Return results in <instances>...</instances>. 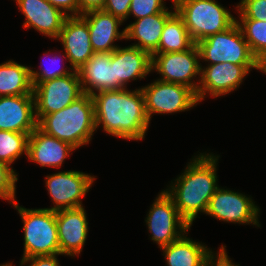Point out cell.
I'll return each instance as SVG.
<instances>
[{
  "mask_svg": "<svg viewBox=\"0 0 266 266\" xmlns=\"http://www.w3.org/2000/svg\"><path fill=\"white\" fill-rule=\"evenodd\" d=\"M53 6L62 10L67 16H78V0H48Z\"/></svg>",
  "mask_w": 266,
  "mask_h": 266,
  "instance_id": "obj_34",
  "label": "cell"
},
{
  "mask_svg": "<svg viewBox=\"0 0 266 266\" xmlns=\"http://www.w3.org/2000/svg\"><path fill=\"white\" fill-rule=\"evenodd\" d=\"M88 24L90 42L94 52H113L115 41L125 40V28L119 31L123 21L104 10H93L80 15Z\"/></svg>",
  "mask_w": 266,
  "mask_h": 266,
  "instance_id": "obj_20",
  "label": "cell"
},
{
  "mask_svg": "<svg viewBox=\"0 0 266 266\" xmlns=\"http://www.w3.org/2000/svg\"><path fill=\"white\" fill-rule=\"evenodd\" d=\"M77 71L83 93L92 96L99 91L116 90L114 51L94 52Z\"/></svg>",
  "mask_w": 266,
  "mask_h": 266,
  "instance_id": "obj_18",
  "label": "cell"
},
{
  "mask_svg": "<svg viewBox=\"0 0 266 266\" xmlns=\"http://www.w3.org/2000/svg\"><path fill=\"white\" fill-rule=\"evenodd\" d=\"M106 0H78V16L93 11L102 10Z\"/></svg>",
  "mask_w": 266,
  "mask_h": 266,
  "instance_id": "obj_35",
  "label": "cell"
},
{
  "mask_svg": "<svg viewBox=\"0 0 266 266\" xmlns=\"http://www.w3.org/2000/svg\"><path fill=\"white\" fill-rule=\"evenodd\" d=\"M171 2L172 10L168 8L161 13L136 19L125 26V40H137L138 42L132 43V46L148 52L151 56L158 53L159 41L166 20L175 12L173 1Z\"/></svg>",
  "mask_w": 266,
  "mask_h": 266,
  "instance_id": "obj_23",
  "label": "cell"
},
{
  "mask_svg": "<svg viewBox=\"0 0 266 266\" xmlns=\"http://www.w3.org/2000/svg\"><path fill=\"white\" fill-rule=\"evenodd\" d=\"M207 266H240V264H235L233 260L229 258L227 249L222 248Z\"/></svg>",
  "mask_w": 266,
  "mask_h": 266,
  "instance_id": "obj_36",
  "label": "cell"
},
{
  "mask_svg": "<svg viewBox=\"0 0 266 266\" xmlns=\"http://www.w3.org/2000/svg\"><path fill=\"white\" fill-rule=\"evenodd\" d=\"M58 255L60 254L30 257L20 260L19 266H60Z\"/></svg>",
  "mask_w": 266,
  "mask_h": 266,
  "instance_id": "obj_33",
  "label": "cell"
},
{
  "mask_svg": "<svg viewBox=\"0 0 266 266\" xmlns=\"http://www.w3.org/2000/svg\"><path fill=\"white\" fill-rule=\"evenodd\" d=\"M188 233L160 248L167 266H207L222 248H226V245H221L215 252L205 243L190 239Z\"/></svg>",
  "mask_w": 266,
  "mask_h": 266,
  "instance_id": "obj_22",
  "label": "cell"
},
{
  "mask_svg": "<svg viewBox=\"0 0 266 266\" xmlns=\"http://www.w3.org/2000/svg\"><path fill=\"white\" fill-rule=\"evenodd\" d=\"M197 46L202 63L207 62V65H212L231 62L243 65L249 72L255 69L266 74V68L252 54L236 22L227 30L199 41Z\"/></svg>",
  "mask_w": 266,
  "mask_h": 266,
  "instance_id": "obj_6",
  "label": "cell"
},
{
  "mask_svg": "<svg viewBox=\"0 0 266 266\" xmlns=\"http://www.w3.org/2000/svg\"><path fill=\"white\" fill-rule=\"evenodd\" d=\"M194 44L182 18L175 11L166 20L159 41L158 53L184 51Z\"/></svg>",
  "mask_w": 266,
  "mask_h": 266,
  "instance_id": "obj_25",
  "label": "cell"
},
{
  "mask_svg": "<svg viewBox=\"0 0 266 266\" xmlns=\"http://www.w3.org/2000/svg\"><path fill=\"white\" fill-rule=\"evenodd\" d=\"M249 73L243 65L231 62L207 66L201 64V78L196 93L199 103L208 95L216 99L237 90Z\"/></svg>",
  "mask_w": 266,
  "mask_h": 266,
  "instance_id": "obj_13",
  "label": "cell"
},
{
  "mask_svg": "<svg viewBox=\"0 0 266 266\" xmlns=\"http://www.w3.org/2000/svg\"><path fill=\"white\" fill-rule=\"evenodd\" d=\"M152 56L135 46L117 47L114 50L116 90L126 89L131 81L142 80L151 74Z\"/></svg>",
  "mask_w": 266,
  "mask_h": 266,
  "instance_id": "obj_19",
  "label": "cell"
},
{
  "mask_svg": "<svg viewBox=\"0 0 266 266\" xmlns=\"http://www.w3.org/2000/svg\"><path fill=\"white\" fill-rule=\"evenodd\" d=\"M57 41L74 70H79L94 53L88 24L81 16L66 18Z\"/></svg>",
  "mask_w": 266,
  "mask_h": 266,
  "instance_id": "obj_16",
  "label": "cell"
},
{
  "mask_svg": "<svg viewBox=\"0 0 266 266\" xmlns=\"http://www.w3.org/2000/svg\"><path fill=\"white\" fill-rule=\"evenodd\" d=\"M96 176L82 171H61L45 176V185L53 206L46 208L61 209L82 207V198L92 188Z\"/></svg>",
  "mask_w": 266,
  "mask_h": 266,
  "instance_id": "obj_12",
  "label": "cell"
},
{
  "mask_svg": "<svg viewBox=\"0 0 266 266\" xmlns=\"http://www.w3.org/2000/svg\"><path fill=\"white\" fill-rule=\"evenodd\" d=\"M145 223L151 236L150 240L155 242L158 248L178 240L191 229V225L180 215L173 199L164 189L151 204Z\"/></svg>",
  "mask_w": 266,
  "mask_h": 266,
  "instance_id": "obj_7",
  "label": "cell"
},
{
  "mask_svg": "<svg viewBox=\"0 0 266 266\" xmlns=\"http://www.w3.org/2000/svg\"><path fill=\"white\" fill-rule=\"evenodd\" d=\"M0 266H13V264H12V261L11 262H6L5 264L3 263V264H1Z\"/></svg>",
  "mask_w": 266,
  "mask_h": 266,
  "instance_id": "obj_37",
  "label": "cell"
},
{
  "mask_svg": "<svg viewBox=\"0 0 266 266\" xmlns=\"http://www.w3.org/2000/svg\"><path fill=\"white\" fill-rule=\"evenodd\" d=\"M28 133L0 130V161L10 167L22 155L28 156Z\"/></svg>",
  "mask_w": 266,
  "mask_h": 266,
  "instance_id": "obj_27",
  "label": "cell"
},
{
  "mask_svg": "<svg viewBox=\"0 0 266 266\" xmlns=\"http://www.w3.org/2000/svg\"><path fill=\"white\" fill-rule=\"evenodd\" d=\"M18 173L13 167L0 161V199L13 204L16 200Z\"/></svg>",
  "mask_w": 266,
  "mask_h": 266,
  "instance_id": "obj_29",
  "label": "cell"
},
{
  "mask_svg": "<svg viewBox=\"0 0 266 266\" xmlns=\"http://www.w3.org/2000/svg\"><path fill=\"white\" fill-rule=\"evenodd\" d=\"M96 131L124 140L142 141L150 126L141 88L103 90L92 95ZM101 125V126H100Z\"/></svg>",
  "mask_w": 266,
  "mask_h": 266,
  "instance_id": "obj_1",
  "label": "cell"
},
{
  "mask_svg": "<svg viewBox=\"0 0 266 266\" xmlns=\"http://www.w3.org/2000/svg\"><path fill=\"white\" fill-rule=\"evenodd\" d=\"M145 99V111L149 121L152 114H173L189 111L199 104L196 92L187 86L164 82L159 79L141 86Z\"/></svg>",
  "mask_w": 266,
  "mask_h": 266,
  "instance_id": "obj_9",
  "label": "cell"
},
{
  "mask_svg": "<svg viewBox=\"0 0 266 266\" xmlns=\"http://www.w3.org/2000/svg\"><path fill=\"white\" fill-rule=\"evenodd\" d=\"M236 19H256L266 21V0H240L235 6Z\"/></svg>",
  "mask_w": 266,
  "mask_h": 266,
  "instance_id": "obj_31",
  "label": "cell"
},
{
  "mask_svg": "<svg viewBox=\"0 0 266 266\" xmlns=\"http://www.w3.org/2000/svg\"><path fill=\"white\" fill-rule=\"evenodd\" d=\"M37 127L45 134L58 138L76 150L90 144L96 132L94 102L84 93L60 111L44 115Z\"/></svg>",
  "mask_w": 266,
  "mask_h": 266,
  "instance_id": "obj_3",
  "label": "cell"
},
{
  "mask_svg": "<svg viewBox=\"0 0 266 266\" xmlns=\"http://www.w3.org/2000/svg\"><path fill=\"white\" fill-rule=\"evenodd\" d=\"M193 42L206 39L230 28L236 17L217 0H172Z\"/></svg>",
  "mask_w": 266,
  "mask_h": 266,
  "instance_id": "obj_4",
  "label": "cell"
},
{
  "mask_svg": "<svg viewBox=\"0 0 266 266\" xmlns=\"http://www.w3.org/2000/svg\"><path fill=\"white\" fill-rule=\"evenodd\" d=\"M32 86L37 122L44 115L67 107L84 94L77 70L69 75L32 84Z\"/></svg>",
  "mask_w": 266,
  "mask_h": 266,
  "instance_id": "obj_10",
  "label": "cell"
},
{
  "mask_svg": "<svg viewBox=\"0 0 266 266\" xmlns=\"http://www.w3.org/2000/svg\"><path fill=\"white\" fill-rule=\"evenodd\" d=\"M165 3V0H131L128 19L131 15L136 20L166 11Z\"/></svg>",
  "mask_w": 266,
  "mask_h": 266,
  "instance_id": "obj_30",
  "label": "cell"
},
{
  "mask_svg": "<svg viewBox=\"0 0 266 266\" xmlns=\"http://www.w3.org/2000/svg\"><path fill=\"white\" fill-rule=\"evenodd\" d=\"M260 210L252 196L219 186L211 197L205 214L224 223L251 224L260 228Z\"/></svg>",
  "mask_w": 266,
  "mask_h": 266,
  "instance_id": "obj_11",
  "label": "cell"
},
{
  "mask_svg": "<svg viewBox=\"0 0 266 266\" xmlns=\"http://www.w3.org/2000/svg\"><path fill=\"white\" fill-rule=\"evenodd\" d=\"M34 95L30 66L8 60L0 64V96Z\"/></svg>",
  "mask_w": 266,
  "mask_h": 266,
  "instance_id": "obj_24",
  "label": "cell"
},
{
  "mask_svg": "<svg viewBox=\"0 0 266 266\" xmlns=\"http://www.w3.org/2000/svg\"><path fill=\"white\" fill-rule=\"evenodd\" d=\"M23 222L24 248L22 260L34 256L60 254L56 211L46 208L27 209L13 204Z\"/></svg>",
  "mask_w": 266,
  "mask_h": 266,
  "instance_id": "obj_5",
  "label": "cell"
},
{
  "mask_svg": "<svg viewBox=\"0 0 266 266\" xmlns=\"http://www.w3.org/2000/svg\"><path fill=\"white\" fill-rule=\"evenodd\" d=\"M200 62L199 48L194 44L188 50L152 55L151 71L161 75L156 79L190 87L197 93L201 78Z\"/></svg>",
  "mask_w": 266,
  "mask_h": 266,
  "instance_id": "obj_8",
  "label": "cell"
},
{
  "mask_svg": "<svg viewBox=\"0 0 266 266\" xmlns=\"http://www.w3.org/2000/svg\"><path fill=\"white\" fill-rule=\"evenodd\" d=\"M130 3L131 0H106L102 10L125 22L128 19Z\"/></svg>",
  "mask_w": 266,
  "mask_h": 266,
  "instance_id": "obj_32",
  "label": "cell"
},
{
  "mask_svg": "<svg viewBox=\"0 0 266 266\" xmlns=\"http://www.w3.org/2000/svg\"><path fill=\"white\" fill-rule=\"evenodd\" d=\"M62 53H64V54L61 55V53L60 54L55 53V55L50 56V54H51L50 49H49V51L44 52V54L48 57V62L51 63L52 67L48 66L46 68V66H43L40 64V67H38V68H40V70L36 71L33 69V67L31 68V66H30L31 83L32 84H39V83L46 81V80H49V79H54L57 77H61V76H65V75H69V74L73 73L75 70L70 65L69 66L67 65L66 68H65V66H62V67L60 66V68H59V66H57L59 60H61V59L64 60V58H65V60L68 61L65 52H62ZM45 55H44V58L46 57ZM47 57H46V59H47ZM49 58H51V59H49ZM55 65L58 69L54 67Z\"/></svg>",
  "mask_w": 266,
  "mask_h": 266,
  "instance_id": "obj_28",
  "label": "cell"
},
{
  "mask_svg": "<svg viewBox=\"0 0 266 266\" xmlns=\"http://www.w3.org/2000/svg\"><path fill=\"white\" fill-rule=\"evenodd\" d=\"M219 155L199 152L194 155L165 192L173 199L180 215L192 226L198 214H205L211 197L218 189Z\"/></svg>",
  "mask_w": 266,
  "mask_h": 266,
  "instance_id": "obj_2",
  "label": "cell"
},
{
  "mask_svg": "<svg viewBox=\"0 0 266 266\" xmlns=\"http://www.w3.org/2000/svg\"><path fill=\"white\" fill-rule=\"evenodd\" d=\"M74 150L70 144L45 134L37 127L29 135L27 159L41 167L58 169Z\"/></svg>",
  "mask_w": 266,
  "mask_h": 266,
  "instance_id": "obj_21",
  "label": "cell"
},
{
  "mask_svg": "<svg viewBox=\"0 0 266 266\" xmlns=\"http://www.w3.org/2000/svg\"><path fill=\"white\" fill-rule=\"evenodd\" d=\"M36 128L34 95L0 96V130L31 134Z\"/></svg>",
  "mask_w": 266,
  "mask_h": 266,
  "instance_id": "obj_17",
  "label": "cell"
},
{
  "mask_svg": "<svg viewBox=\"0 0 266 266\" xmlns=\"http://www.w3.org/2000/svg\"><path fill=\"white\" fill-rule=\"evenodd\" d=\"M24 15L25 29H34L45 37L57 40L68 17L48 0H14Z\"/></svg>",
  "mask_w": 266,
  "mask_h": 266,
  "instance_id": "obj_15",
  "label": "cell"
},
{
  "mask_svg": "<svg viewBox=\"0 0 266 266\" xmlns=\"http://www.w3.org/2000/svg\"><path fill=\"white\" fill-rule=\"evenodd\" d=\"M84 208H69L56 211L60 255L79 256L86 243L89 222Z\"/></svg>",
  "mask_w": 266,
  "mask_h": 266,
  "instance_id": "obj_14",
  "label": "cell"
},
{
  "mask_svg": "<svg viewBox=\"0 0 266 266\" xmlns=\"http://www.w3.org/2000/svg\"><path fill=\"white\" fill-rule=\"evenodd\" d=\"M252 54L266 68V21L236 19Z\"/></svg>",
  "mask_w": 266,
  "mask_h": 266,
  "instance_id": "obj_26",
  "label": "cell"
}]
</instances>
